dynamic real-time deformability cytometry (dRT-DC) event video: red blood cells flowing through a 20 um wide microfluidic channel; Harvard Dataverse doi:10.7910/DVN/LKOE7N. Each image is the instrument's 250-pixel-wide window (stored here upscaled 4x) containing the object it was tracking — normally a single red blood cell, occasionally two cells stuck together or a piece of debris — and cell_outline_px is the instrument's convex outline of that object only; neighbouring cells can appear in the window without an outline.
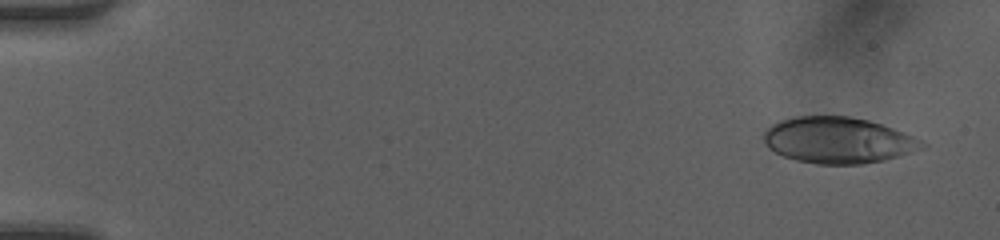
{"species": "human", "species_latin": "Homo sapiens", "temperature_condition": "room temperature", "stored_images_in_passage": 6, "camera_frame_rate_fps": 3000, "um_per_image_px": 0.085, "donor": {"sex": "female"}, "frame": {"image": 1, "passage_image": 1, "time_ms": 0.0, "image_size_px": [1000, 240], "cell_outline_px": [[928, 144], [924, 148], [900, 156], [884, 160], [860, 164], [816, 164], [796, 160], [784, 156], [768, 148], [760, 136], [772, 124], [780, 120], [792, 116], [848, 116], [868, 120], [904, 132], [924, 140]], "centroid_in_image_um": [71.24, 11.92], "position_along_channel_um": 13.8, "area_um2": 42.89}}
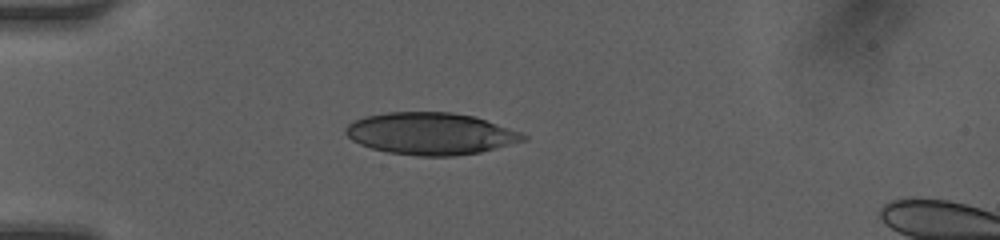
{"frame": {"image": 2, "passage_image": 4, "time_ms": 1.0, "image_size_px": [1000, 240], "cell_outline_px": [[528, 140], [480, 152], [456, 156], [420, 156], [388, 152], [372, 148], [360, 144], [352, 140], [344, 132], [344, 128], [352, 120], [364, 116], [388, 112], [452, 112], [476, 116], [520, 132], [528, 136]], "centroid_in_image_um": [36.6, 11.35], "position_along_channel_um": 48.4, "area_um2": 43.7}}
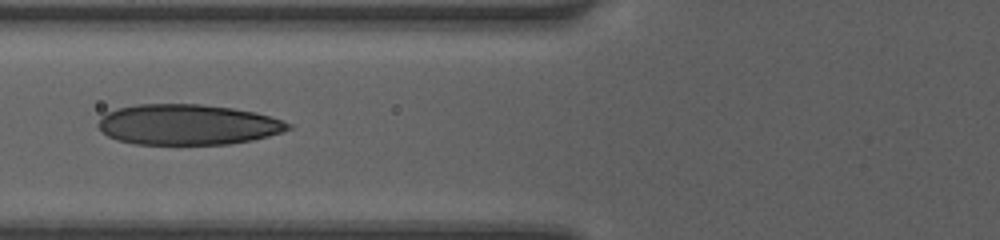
{"frame": {"image": 3, "passage_image": 6, "time_ms": 1.667, "image_size_px": [1000, 240], "cell_outline_px": [[292, 128], [268, 136], [252, 140], [228, 144], [132, 144], [116, 140], [108, 136], [96, 124], [100, 116], [116, 108], [136, 104], [200, 104], [232, 108], [256, 112], [292, 124]], "centroid_in_image_um": [15.91, 10.59], "position_along_channel_um": 109.9, "area_um2": 44.91}}